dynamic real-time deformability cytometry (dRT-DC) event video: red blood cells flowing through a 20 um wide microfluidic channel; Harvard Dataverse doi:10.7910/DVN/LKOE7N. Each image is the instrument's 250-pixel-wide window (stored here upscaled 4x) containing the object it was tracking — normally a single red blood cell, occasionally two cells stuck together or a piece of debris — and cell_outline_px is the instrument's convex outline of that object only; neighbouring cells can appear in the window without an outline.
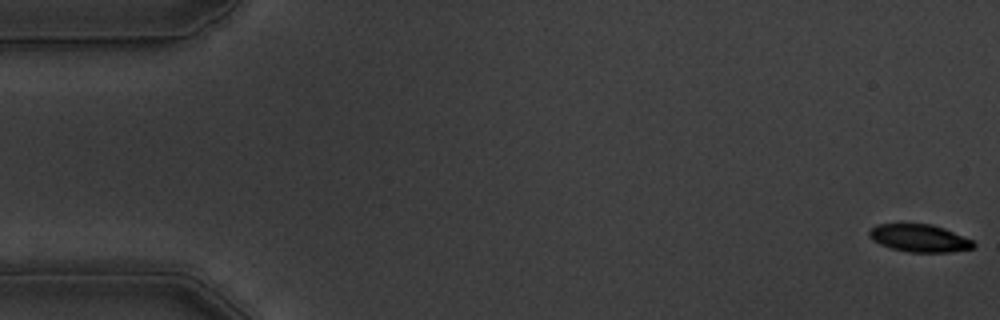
{"species": "common noctule bat (a hibernating species)", "species_latin": "Nyctalus noctula", "temperature_condition": "warm", "stored_images_in_passage": 57, "camera_frame_rate_fps": 3000, "um_per_image_px": 0.085, "animal": {"sex": "male", "body_mass_g": 19.5, "forearm_length_mm": 54.6}, "frame": {"image": 1, "passage_image": 1, "time_ms": 0.0, "image_size_px": [1000, 320], "cell_outline_px": [[976, 244], [972, 248], [948, 252], [908, 252], [892, 248], [880, 244], [872, 240], [868, 236], [868, 232], [876, 224], [932, 224], [944, 228], [972, 240]], "centroid_in_image_um": [78.13, 20.24], "position_along_channel_um": 6.9, "area_um2": 16.65}}
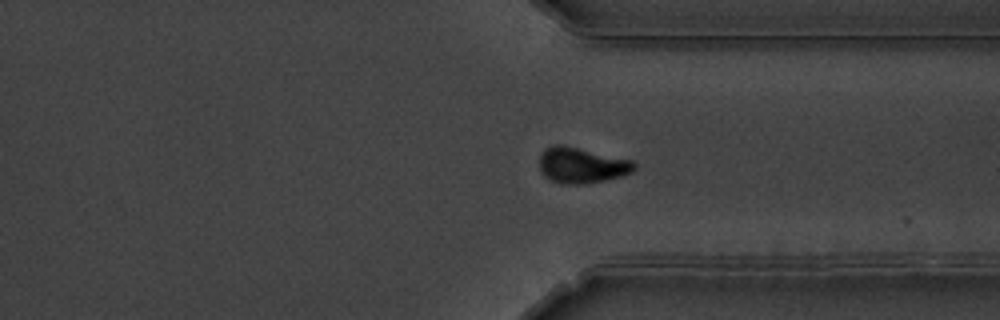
{"frame": {"image": 2, "passage_image": 43, "time_ms": 14.0, "image_size_px": [1000, 320], "cell_outline_px": [[636, 168], [632, 172], [620, 176], [604, 180], [584, 184], [564, 184], [548, 180], [540, 172], [540, 152], [544, 148], [552, 144], [564, 144], [632, 160], [636, 164]], "centroid_in_image_um": [49.39, 14.03], "position_along_channel_um": 362.0, "area_um2": 20.06}}
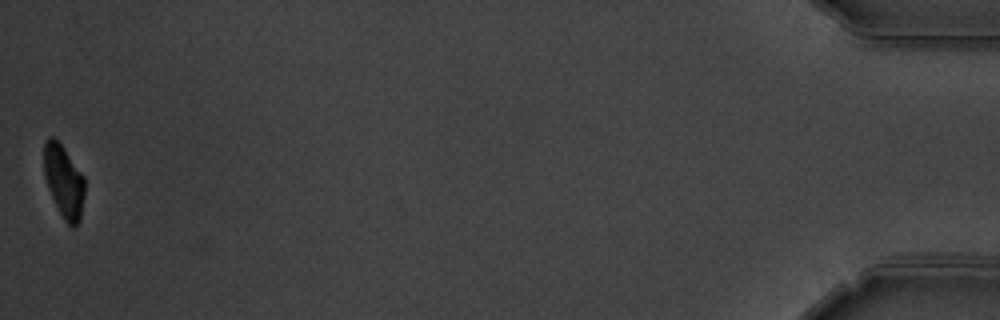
{"frame": {"image": 3, "passage_image": 57, "time_ms": 18.667, "image_size_px": [1000, 320], "cell_outline_px": [[84, 196], [80, 220], [72, 228], [64, 220], [48, 188], [44, 176], [44, 140], [48, 136], [52, 136], [64, 148], [84, 176]], "centroid_in_image_um": [5.42, 15.39], "position_along_channel_um": 429.8, "area_um2": 17.11}, "authors_computed_cell_mechanics": {"area_um2": 19.1896, "velocity_mm_per_s": 3.5469, "shape_relaxation_time_tau1_ms": 3.2118, "shape_relaxation_time_tau2_ms": 3.6329, "deformation_change_tau1": 0.1537, "deformation_change_tau2": 0.0811}}